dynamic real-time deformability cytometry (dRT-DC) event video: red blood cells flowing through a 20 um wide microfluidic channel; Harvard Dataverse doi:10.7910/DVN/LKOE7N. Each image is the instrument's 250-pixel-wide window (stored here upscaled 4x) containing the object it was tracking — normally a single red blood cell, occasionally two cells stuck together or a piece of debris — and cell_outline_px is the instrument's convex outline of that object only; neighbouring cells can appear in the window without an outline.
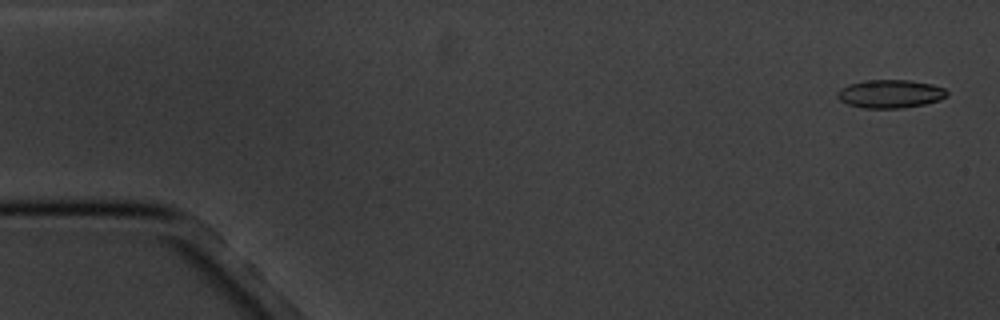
{"species": "common noctule bat (a hibernating species)", "species_latin": "Nyctalus noctula", "temperature_condition": "cold", "stored_images_in_passage": 3, "camera_frame_rate_fps": 3000, "um_per_image_px": 0.085, "animal": {"sex": "male", "body_mass_g": 20.1, "forearm_length_mm": 53.5}, "frame": {"image": 1, "passage_image": 3, "time_ms": 2.667, "image_size_px": [1000, 320], "cell_outline_px": [[948, 96], [940, 100], [924, 104], [900, 108], [864, 108], [848, 104], [840, 100], [836, 96], [836, 92], [840, 88], [848, 84], [864, 80], [908, 80], [932, 84], [944, 88], [948, 92]], "centroid_in_image_um": [75.66, 7.97], "position_along_channel_um": 9.3, "area_um2": 18.15}}